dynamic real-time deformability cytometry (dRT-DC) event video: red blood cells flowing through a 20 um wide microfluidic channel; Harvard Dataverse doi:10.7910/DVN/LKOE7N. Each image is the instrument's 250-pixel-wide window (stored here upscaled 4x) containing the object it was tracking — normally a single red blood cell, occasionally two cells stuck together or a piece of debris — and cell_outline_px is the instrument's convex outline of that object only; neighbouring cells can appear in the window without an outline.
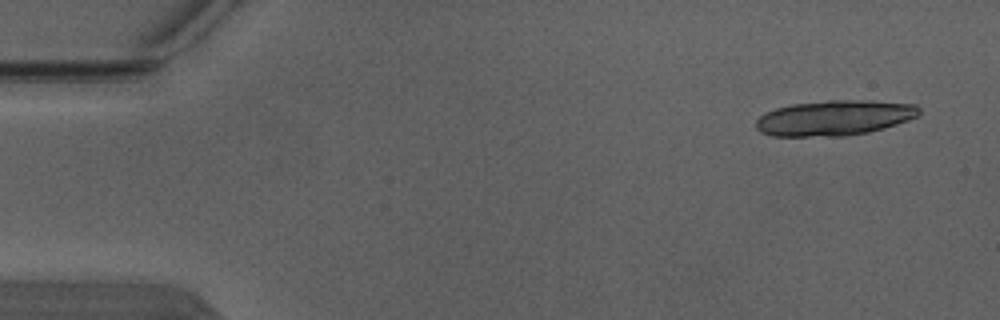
{"species": "Egyptian fruit bat (a non-hibernating species)", "species_latin": "Rousettus aegyptiacus", "temperature_condition": "warm", "stored_images_in_passage": 4, "camera_frame_rate_fps": 3000, "um_per_image_px": 0.085, "animal": {"sex": "male"}, "frame": {"image": 1, "passage_image": 1, "time_ms": 0.0, "image_size_px": [1000, 320], "cell_outline_px": [[920, 116], [884, 128], [868, 132], [848, 136], [772, 136], [760, 132], [756, 128], [756, 120], [764, 112], [776, 108], [792, 104], [828, 100], [868, 100], [916, 104], [920, 108]], "centroid_in_image_um": [70.93, 10.02], "position_along_channel_um": 14.1, "area_um2": 33.81}}